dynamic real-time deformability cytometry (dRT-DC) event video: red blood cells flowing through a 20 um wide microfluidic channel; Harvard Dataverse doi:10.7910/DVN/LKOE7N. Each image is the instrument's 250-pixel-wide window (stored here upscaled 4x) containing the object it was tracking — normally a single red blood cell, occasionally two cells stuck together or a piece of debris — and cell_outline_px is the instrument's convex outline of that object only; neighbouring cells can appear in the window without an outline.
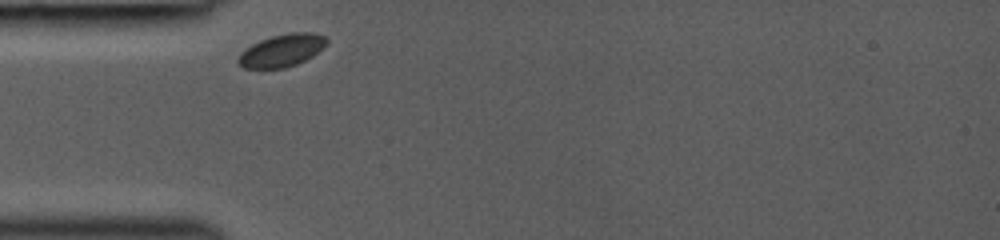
{"species": "common noctule bat (a hibernating species)", "species_latin": "Nyctalus noctula", "temperature_condition": "room temperature", "stored_images_in_passage": 26, "camera_frame_rate_fps": 3000, "um_per_image_px": 0.085, "animal": {"sex": "female", "body_mass_g": 19.0, "forearm_length_mm": 53.3}, "frame": {"image": 1, "passage_image": 1, "time_ms": 0.0, "image_size_px": [1000, 240], "cell_outline_px": [[328, 40], [312, 56], [296, 64], [284, 68], [244, 68], [236, 60], [240, 52], [252, 44], [260, 40], [272, 36], [288, 32], [312, 32], [324, 36]], "centroid_in_image_um": [23.91, 4.28], "position_along_channel_um": 61.1, "area_um2": 16.53}}
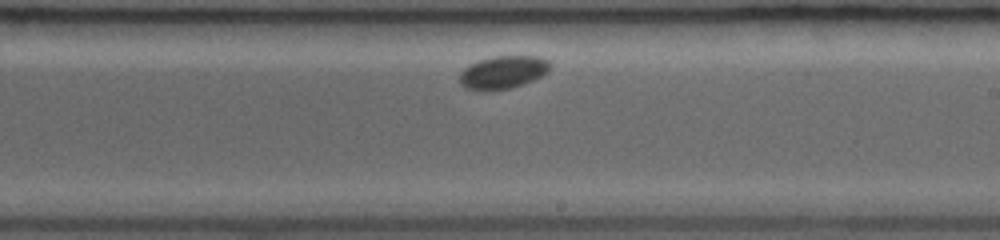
{"frame": {"image": 2, "passage_image": 15, "time_ms": 4.667, "image_size_px": [1000, 240], "cell_outline_px": [[552, 68], [548, 72], [524, 84], [512, 88], [492, 92], [484, 92], [464, 88], [460, 84], [460, 72], [464, 68], [476, 60], [492, 56], [540, 56], [548, 60], [552, 64]], "centroid_in_image_um": [42.74, 6.16], "position_along_channel_um": 246.3, "area_um2": 17.98}}
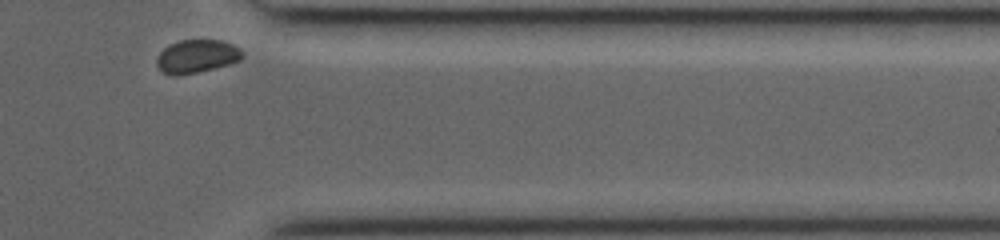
{"frame": {"image": 3, "passage_image": 26, "time_ms": 8.333, "image_size_px": [1000, 240], "cell_outline_px": [[244, 56], [240, 60], [228, 64], [196, 72], [176, 76], [172, 76], [164, 72], [156, 64], [156, 60], [160, 52], [168, 44], [180, 40], [220, 40], [232, 44], [240, 48], [244, 52]], "centroid_in_image_um": [16.73, 4.77], "position_along_channel_um": 394.7, "area_um2": 16.53}}